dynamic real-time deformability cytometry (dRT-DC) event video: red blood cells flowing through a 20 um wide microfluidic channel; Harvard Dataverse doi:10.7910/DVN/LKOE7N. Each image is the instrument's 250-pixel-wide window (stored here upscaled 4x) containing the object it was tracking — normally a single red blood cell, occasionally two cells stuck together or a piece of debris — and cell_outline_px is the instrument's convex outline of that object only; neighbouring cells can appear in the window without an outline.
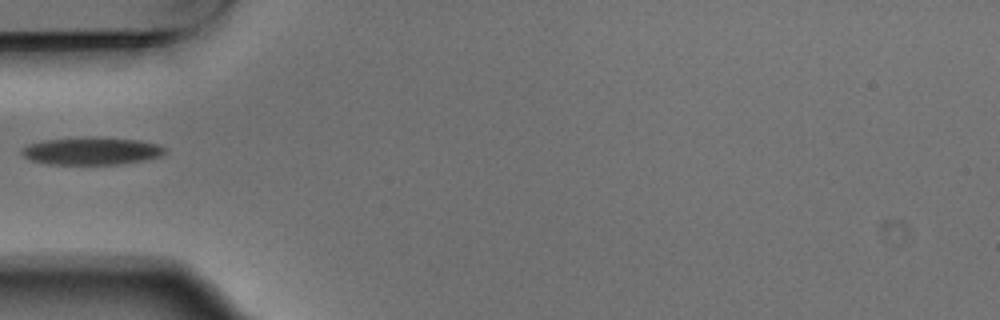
{"species": "Egyptian fruit bat (a non-hibernating species)", "species_latin": "Rousettus aegyptiacus", "temperature_condition": "warm", "stored_images_in_passage": 5, "camera_frame_rate_fps": 3000, "um_per_image_px": 0.085, "animal": {"sex": "male"}, "frame": {"image": 1, "passage_image": 4, "time_ms": 1.0, "image_size_px": [1000, 320], "cell_outline_px": [[168, 152], [164, 156], [144, 160], [120, 164], [48, 164], [28, 160], [20, 152], [20, 148], [28, 144], [44, 140], [136, 140], [156, 144], [168, 148]], "centroid_in_image_um": [7.79, 12.89], "position_along_channel_um": 77.2, "area_um2": 22.02}}
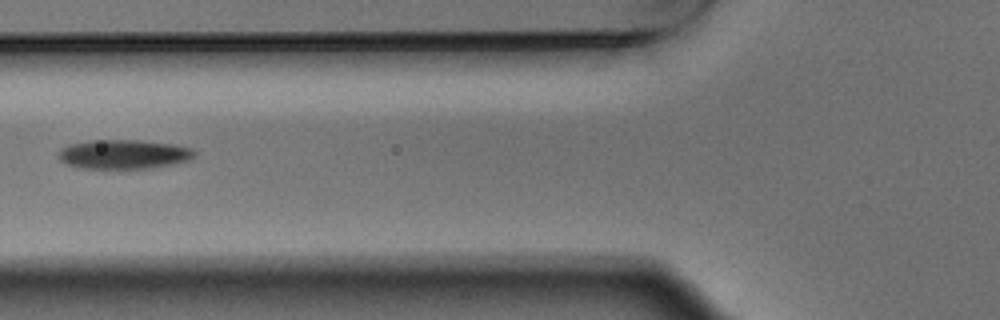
{"frame": {"image": 2, "passage_image": 5, "time_ms": 1.333, "image_size_px": [1000, 320], "cell_outline_px": [[196, 156], [188, 160], [172, 164], [148, 168], [76, 168], [60, 160], [60, 148], [72, 144], [88, 140], [140, 140], [172, 144], [192, 148], [196, 152]], "centroid_in_image_um": [10.53, 13.11], "position_along_channel_um": 115.3, "area_um2": 23.06}}